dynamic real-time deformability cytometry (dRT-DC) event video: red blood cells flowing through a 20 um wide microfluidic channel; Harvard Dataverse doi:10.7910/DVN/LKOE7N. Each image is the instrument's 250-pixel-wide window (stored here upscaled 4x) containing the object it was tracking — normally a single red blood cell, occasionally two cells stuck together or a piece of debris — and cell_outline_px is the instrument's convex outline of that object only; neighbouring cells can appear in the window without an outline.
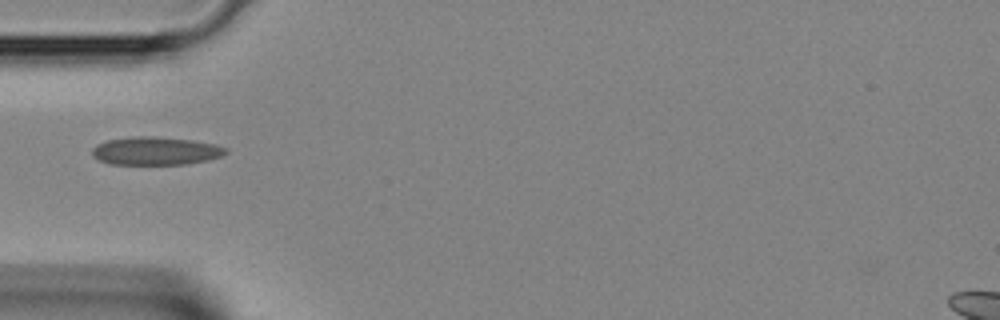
{"species": "Egyptian fruit bat (a non-hibernating species)", "species_latin": "Rousettus aegyptiacus", "temperature_condition": "room temperature", "stored_images_in_passage": 30, "camera_frame_rate_fps": 3000, "um_per_image_px": 0.085, "animal": {"sex": "female"}, "frame": {"image": 1, "passage_image": 1, "time_ms": 0.0, "image_size_px": [1000, 320], "cell_outline_px": [[228, 152], [220, 156], [208, 160], [188, 164], [108, 164], [92, 156], [92, 148], [96, 144], [108, 140], [132, 136], [156, 136], [192, 140], [216, 144], [228, 148]], "centroid_in_image_um": [13.23, 12.82], "position_along_channel_um": 71.8, "area_um2": 22.08}}
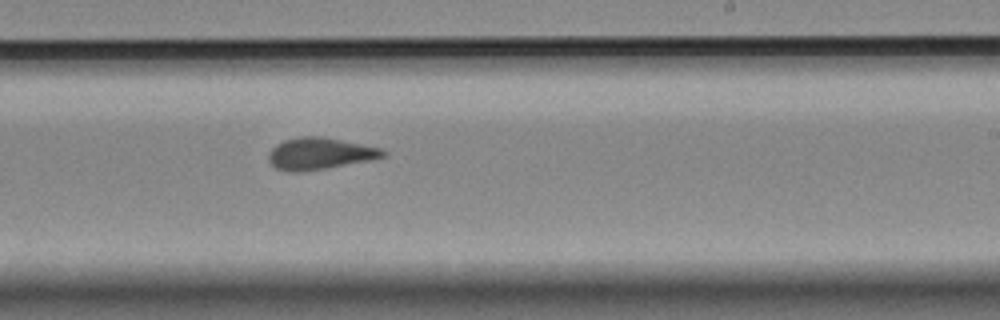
{"frame": {"image": 2, "passage_image": 13, "time_ms": 4.0, "image_size_px": [1000, 320], "cell_outline_px": [[388, 156], [368, 160], [324, 168], [300, 172], [288, 172], [276, 168], [268, 160], [268, 152], [276, 144], [284, 140], [300, 136], [320, 136], [380, 148], [388, 152]], "centroid_in_image_um": [27.14, 13.05], "position_along_channel_um": 261.9, "area_um2": 20.98}}
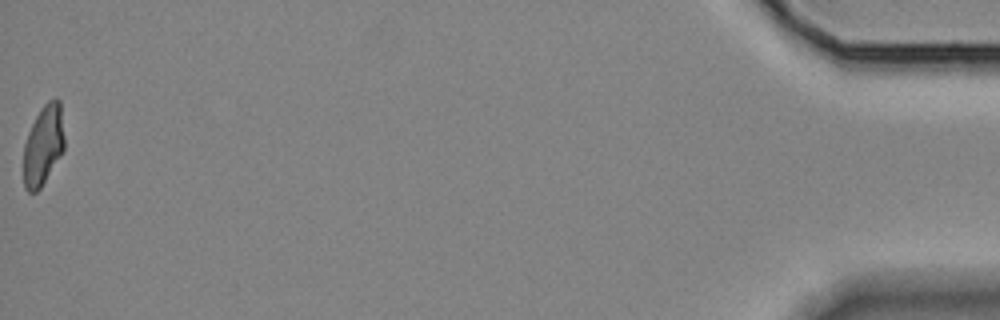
{"frame": {"image": 3, "passage_image": 30, "time_ms": 9.667, "image_size_px": [1000, 320], "cell_outline_px": [[64, 152], [40, 188], [36, 192], [28, 192], [24, 188], [24, 144], [28, 132], [40, 108], [48, 100], [56, 96], [60, 100], [64, 136]], "centroid_in_image_um": [3.7, 12.32], "position_along_channel_um": 431.5, "area_um2": 19.25}}